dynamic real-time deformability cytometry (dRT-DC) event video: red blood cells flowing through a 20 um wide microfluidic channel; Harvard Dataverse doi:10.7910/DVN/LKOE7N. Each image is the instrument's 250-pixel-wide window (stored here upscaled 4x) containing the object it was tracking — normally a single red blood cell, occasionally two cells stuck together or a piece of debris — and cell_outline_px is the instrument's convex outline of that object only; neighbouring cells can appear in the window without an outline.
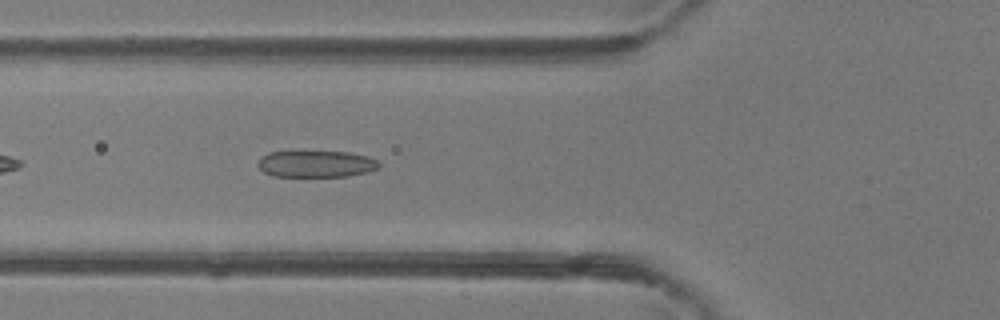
{"species": "common noctule bat (a hibernating species)", "species_latin": "Nyctalus noctula", "temperature_condition": "room temperature", "stored_images_in_passage": 22, "camera_frame_rate_fps": 3000, "um_per_image_px": 0.085, "animal": {"sex": "female"}, "frame": {"image": 1, "passage_image": 5, "time_ms": 1.333, "image_size_px": [1000, 320], "cell_outline_px": [[380, 168], [368, 172], [348, 176], [272, 176], [264, 172], [256, 164], [260, 156], [268, 152], [348, 152], [368, 156], [376, 160], [380, 164]], "centroid_in_image_um": [26.86, 13.93], "position_along_channel_um": 98.9, "area_um2": 18.84}}
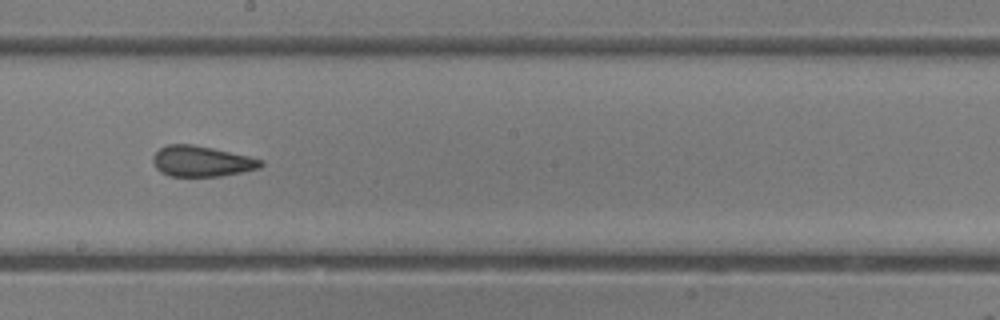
{"frame": {"image": 2, "passage_image": 14, "time_ms": 4.333, "image_size_px": [1000, 320], "cell_outline_px": [[264, 164], [260, 168], [220, 176], [168, 176], [160, 172], [156, 168], [152, 160], [152, 156], [160, 148], [168, 144], [192, 144], [212, 148], [248, 156], [264, 160]], "centroid_in_image_um": [17.12, 13.71], "position_along_channel_um": 231.1, "area_um2": 19.25}}
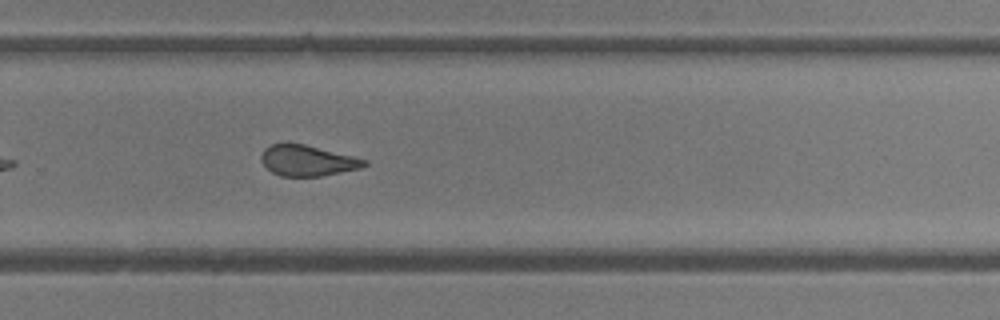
{"frame": {"image": 3, "passage_image": 19, "time_ms": 6.0, "image_size_px": [1000, 320], "cell_outline_px": [[368, 164], [360, 168], [320, 176], [280, 176], [272, 172], [260, 160], [260, 156], [264, 148], [272, 144], [304, 144], [368, 160]], "centroid_in_image_um": [26.12, 13.65], "position_along_channel_um": 303.7, "area_um2": 18.21}}